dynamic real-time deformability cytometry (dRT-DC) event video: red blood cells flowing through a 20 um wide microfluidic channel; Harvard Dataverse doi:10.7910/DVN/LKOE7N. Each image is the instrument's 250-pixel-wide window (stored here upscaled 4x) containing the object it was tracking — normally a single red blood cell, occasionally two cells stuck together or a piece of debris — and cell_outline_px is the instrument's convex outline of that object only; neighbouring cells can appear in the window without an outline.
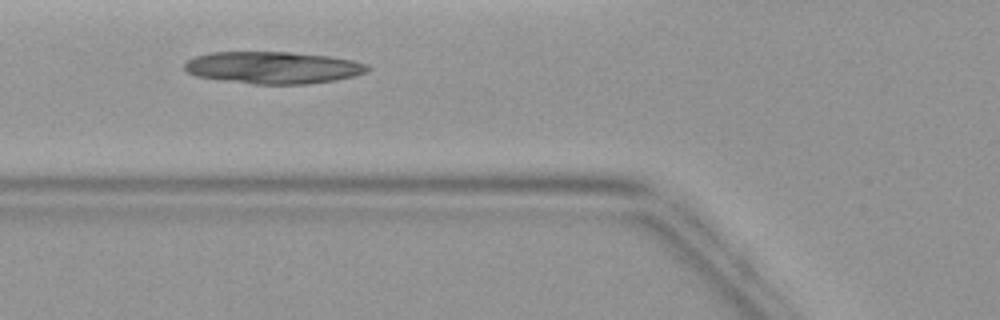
{"species": "common noctule bat (a hibernating species)", "species_latin": "Nyctalus noctula", "temperature_condition": "warm", "stored_images_in_passage": 4, "camera_frame_rate_fps": 3000, "um_per_image_px": 0.085, "animal": {"sex": "female", "body_mass_g": 19.9}, "frame": {"image": 1, "passage_image": 4, "time_ms": 4.333, "image_size_px": [1000, 320], "cell_outline_px": [[372, 68], [368, 72], [336, 80], [308, 84], [252, 84], [196, 76], [188, 72], [184, 68], [184, 64], [188, 60], [196, 56], [212, 52], [288, 52], [328, 56], [352, 60], [368, 64]], "centroid_in_image_um": [23.25, 5.75], "position_along_channel_um": 102.6, "area_um2": 34.16}}